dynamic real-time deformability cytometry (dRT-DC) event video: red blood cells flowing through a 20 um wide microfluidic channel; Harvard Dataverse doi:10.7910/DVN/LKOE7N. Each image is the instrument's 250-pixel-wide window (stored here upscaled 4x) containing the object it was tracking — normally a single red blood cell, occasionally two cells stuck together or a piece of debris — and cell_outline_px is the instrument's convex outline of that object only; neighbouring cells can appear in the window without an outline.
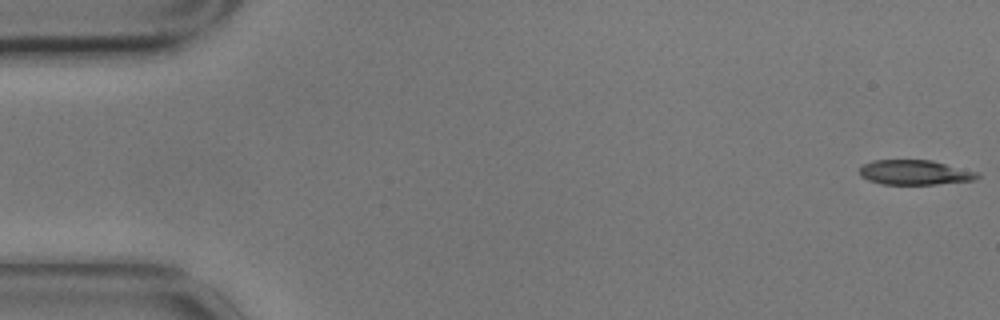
{"species": "common noctule bat (a hibernating species)", "species_latin": "Nyctalus noctula", "temperature_condition": "cold", "stored_images_in_passage": 57, "camera_frame_rate_fps": 3000, "um_per_image_px": 0.085, "animal": {"sex": "male", "body_mass_g": 17.9}, "frame": {"image": 1, "passage_image": 1, "time_ms": 0.0, "image_size_px": [1000, 320], "cell_outline_px": [[980, 176], [976, 180], [936, 184], [884, 184], [868, 180], [860, 176], [860, 168], [864, 164], [872, 160], [932, 160], [980, 172]], "centroid_in_image_um": [77.8, 14.65], "position_along_channel_um": 7.2, "area_um2": 17.11}}
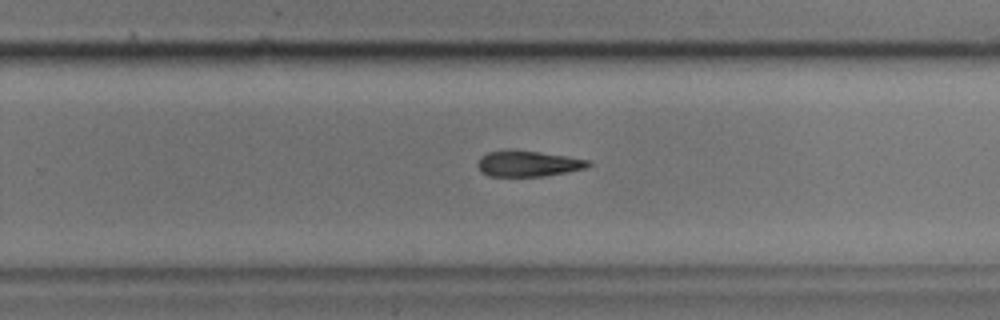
{"frame": {"image": 2, "passage_image": 36, "time_ms": 11.667, "image_size_px": [1000, 320], "cell_outline_px": [[592, 164], [588, 168], [568, 172], [544, 176], [488, 176], [480, 172], [476, 164], [480, 156], [488, 152], [508, 148], [540, 152], [568, 156], [592, 160]], "centroid_in_image_um": [44.89, 13.89], "position_along_channel_um": 284.9, "area_um2": 17.22}}
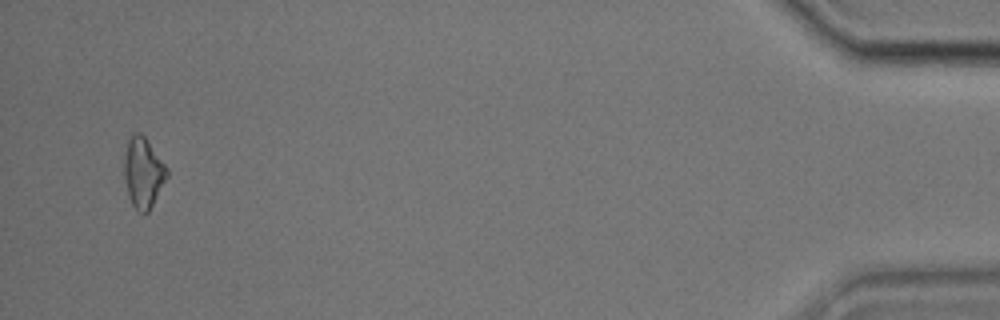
{"frame": {"image": 3, "passage_image": 55, "time_ms": 18.0, "image_size_px": [1000, 320], "cell_outline_px": [[168, 176], [148, 212], [144, 216], [132, 204], [128, 192], [124, 176], [124, 160], [128, 140], [136, 132], [140, 132], [144, 136], [168, 168]], "centroid_in_image_um": [12.18, 14.68], "position_along_channel_um": 423.0, "area_um2": 17.22}, "authors_computed_cell_mechanics": {"area_um2": 17.7446, "velocity_mm_per_s": 3.4898, "shape_relaxation_time_tau1_ms": 4.6537, "shape_relaxation_time_tau2_ms": null, "deformation_change_tau1": 0.1081, "deformation_change_tau2": null}}